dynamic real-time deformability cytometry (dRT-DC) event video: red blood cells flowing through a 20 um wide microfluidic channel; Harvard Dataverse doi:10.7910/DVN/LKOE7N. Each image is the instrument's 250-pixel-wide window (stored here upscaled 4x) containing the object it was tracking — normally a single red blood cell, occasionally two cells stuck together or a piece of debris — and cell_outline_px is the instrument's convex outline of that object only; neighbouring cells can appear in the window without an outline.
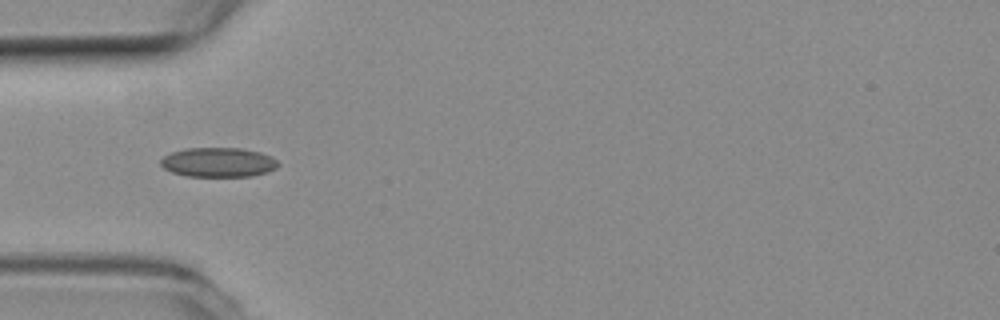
{"species": "common noctule bat (a hibernating species)", "species_latin": "Nyctalus noctula", "temperature_condition": "room temperature", "stored_images_in_passage": 9, "camera_frame_rate_fps": 3000, "um_per_image_px": 0.085, "animal": {"sex": "female", "body_mass_g": 19.3, "forearm_length_mm": 54.1}, "frame": {"image": 1, "passage_image": 2, "time_ms": 0.333, "image_size_px": [1000, 320], "cell_outline_px": [[280, 164], [276, 168], [268, 172], [252, 176], [188, 176], [172, 172], [164, 168], [160, 164], [160, 160], [164, 156], [172, 152], [188, 148], [240, 148], [260, 152], [272, 156]], "centroid_in_image_um": [18.58, 13.79], "position_along_channel_um": 66.4, "area_um2": 20.17}}